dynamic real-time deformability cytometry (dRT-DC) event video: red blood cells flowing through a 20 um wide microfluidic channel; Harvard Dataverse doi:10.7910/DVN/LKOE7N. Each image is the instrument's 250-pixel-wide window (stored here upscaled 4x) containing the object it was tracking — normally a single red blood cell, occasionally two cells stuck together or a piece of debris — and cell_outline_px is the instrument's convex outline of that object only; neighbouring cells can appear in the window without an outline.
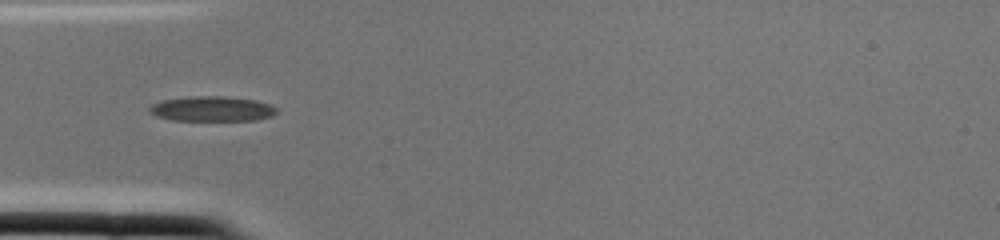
{"species": "common noctule bat (a hibernating species)", "species_latin": "Nyctalus noctula", "temperature_condition": "cold", "stored_images_in_passage": 2, "camera_frame_rate_fps": 3000, "um_per_image_px": 0.085, "animal": {"sex": "female", "body_mass_g": 22.0, "forearm_length_mm": 56.7}, "frame": {"image": 1, "passage_image": 2, "time_ms": 0.333, "image_size_px": [1000, 240], "cell_outline_px": [[276, 112], [272, 116], [256, 120], [172, 120], [156, 116], [148, 112], [148, 108], [152, 104], [160, 100], [188, 96], [224, 96], [256, 100], [272, 104], [276, 108]], "centroid_in_image_um": [17.99, 9.24], "position_along_channel_um": 67.0, "area_um2": 18.73}}